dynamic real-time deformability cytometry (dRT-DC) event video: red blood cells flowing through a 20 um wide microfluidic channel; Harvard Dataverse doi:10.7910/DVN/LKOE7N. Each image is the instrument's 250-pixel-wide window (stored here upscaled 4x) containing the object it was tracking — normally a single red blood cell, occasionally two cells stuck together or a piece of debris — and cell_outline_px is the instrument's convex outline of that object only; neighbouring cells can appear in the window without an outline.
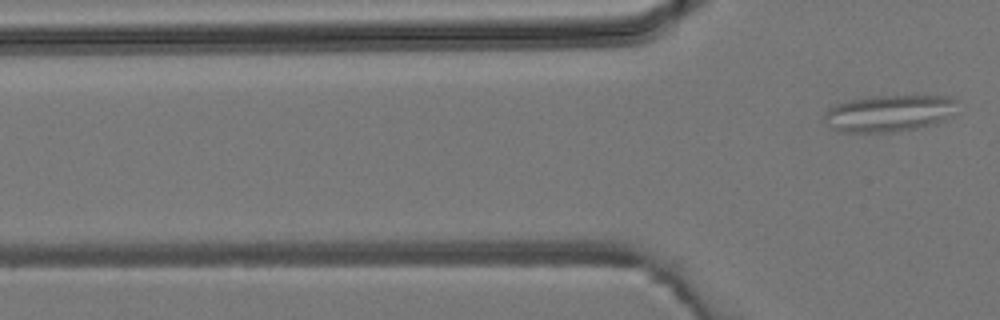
{"species": "common noctule bat (a hibernating species)", "species_latin": "Nyctalus noctula", "temperature_condition": "room temperature", "stored_images_in_passage": 2, "camera_frame_rate_fps": 3000, "um_per_image_px": 0.085, "animal": {"sex": "male", "body_mass_g": 19.2, "forearm_length_mm": 51.8}, "frame": {"image": 1, "passage_image": 2, "time_ms": 1.333, "image_size_px": [1000, 320], "cell_outline_px": [[956, 100], [944, 116], [940, 120], [932, 124], [916, 128], [892, 132], [840, 132], [832, 128], [824, 120], [824, 112], [828, 108], [836, 104], [852, 100], [876, 96], [952, 96]], "centroid_in_image_um": [75.43, 9.63], "position_along_channel_um": 50.4, "area_um2": 27.57}}